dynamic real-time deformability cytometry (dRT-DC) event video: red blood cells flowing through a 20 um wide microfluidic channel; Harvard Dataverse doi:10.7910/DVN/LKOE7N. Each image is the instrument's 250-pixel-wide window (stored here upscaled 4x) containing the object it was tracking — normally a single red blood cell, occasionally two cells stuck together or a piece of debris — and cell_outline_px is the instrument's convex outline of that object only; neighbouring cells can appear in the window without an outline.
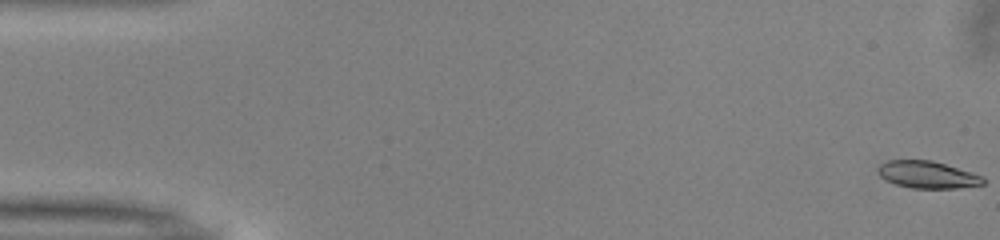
{"species": "common noctule bat (a hibernating species)", "species_latin": "Nyctalus noctula", "temperature_condition": "warm", "stored_images_in_passage": 52, "camera_frame_rate_fps": 3000, "um_per_image_px": 0.085, "animal": {"sex": "male", "body_mass_g": 13.0, "forearm_length_mm": 53.1}, "frame": {"image": 1, "passage_image": 1, "time_ms": 0.0, "image_size_px": [1000, 240], "cell_outline_px": [[984, 184], [956, 188], [912, 188], [896, 184], [880, 176], [876, 168], [880, 164], [888, 160], [932, 160], [980, 176], [984, 180]], "centroid_in_image_um": [78.77, 14.84], "position_along_channel_um": 6.2, "area_um2": 16.24}}
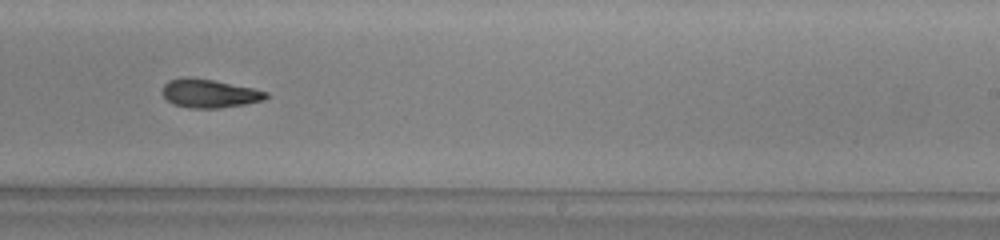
{"frame": {"image": 2, "passage_image": 32, "time_ms": 10.333, "image_size_px": [1000, 240], "cell_outline_px": [[268, 96], [264, 100], [244, 104], [216, 108], [192, 108], [172, 104], [164, 96], [164, 84], [168, 80], [212, 80], [252, 88], [268, 92]], "centroid_in_image_um": [17.85, 7.98], "position_along_channel_um": 271.1, "area_um2": 16.36}}
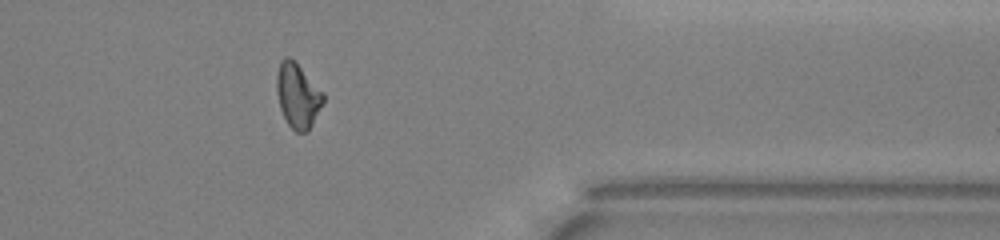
{"frame": {"image": 3, "passage_image": 42, "time_ms": 13.667, "image_size_px": [1000, 240], "cell_outline_px": [[324, 100], [308, 132], [296, 132], [288, 124], [280, 108], [276, 92], [276, 76], [280, 60], [284, 56], [288, 56], [324, 92]], "centroid_in_image_um": [25.29, 8.13], "position_along_channel_um": 386.1, "area_um2": 17.34}, "authors_computed_cell_mechanics": {"area_um2": 17.2822, "velocity_mm_per_s": 4.0128, "shape_relaxation_time_tau1_ms": 6.759, "shape_relaxation_time_tau2_ms": null, "deformation_change_tau1": 0.1826, "deformation_change_tau2": null}}